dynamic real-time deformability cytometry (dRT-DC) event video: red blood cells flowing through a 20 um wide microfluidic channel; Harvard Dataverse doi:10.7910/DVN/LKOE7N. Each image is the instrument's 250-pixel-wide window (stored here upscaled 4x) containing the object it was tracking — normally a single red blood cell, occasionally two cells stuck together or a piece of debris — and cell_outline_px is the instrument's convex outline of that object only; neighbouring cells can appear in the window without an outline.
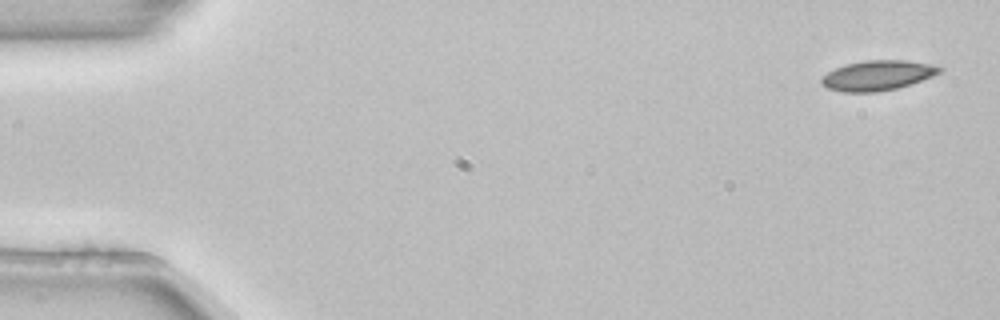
{"species": "common noctule bat (a hibernating species)", "species_latin": "Nyctalus noctula", "temperature_condition": "room temperature", "stored_images_in_passage": 6, "camera_frame_rate_fps": 3000, "um_per_image_px": 0.085, "animal": {"sex": "female", "body_mass_g": 22.7, "forearm_length_mm": 54.2}, "frame": {"image": 1, "passage_image": 1, "time_ms": 0.0, "image_size_px": [1000, 320], "cell_outline_px": [[944, 68], [940, 72], [932, 76], [912, 84], [896, 88], [876, 92], [840, 92], [828, 88], [820, 80], [820, 76], [836, 68], [848, 64], [864, 60], [904, 60], [928, 64]], "centroid_in_image_um": [74.57, 6.42], "position_along_channel_um": 10.4, "area_um2": 20.46}}
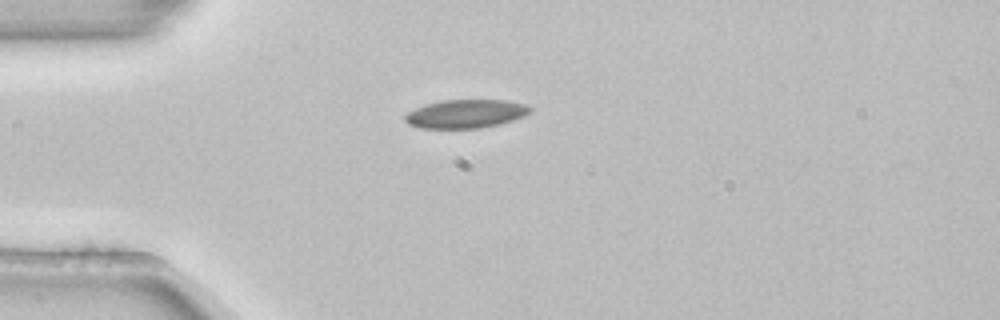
{"frame": {"image": 2, "passage_image": 4, "time_ms": 1.0, "image_size_px": [1000, 320], "cell_outline_px": [[532, 112], [524, 116], [500, 124], [480, 128], [420, 128], [408, 124], [404, 120], [404, 116], [408, 112], [416, 108], [428, 104], [444, 100], [508, 100], [524, 104], [532, 108]], "centroid_in_image_um": [39.61, 9.68], "position_along_channel_um": 45.4, "area_um2": 20.75}}